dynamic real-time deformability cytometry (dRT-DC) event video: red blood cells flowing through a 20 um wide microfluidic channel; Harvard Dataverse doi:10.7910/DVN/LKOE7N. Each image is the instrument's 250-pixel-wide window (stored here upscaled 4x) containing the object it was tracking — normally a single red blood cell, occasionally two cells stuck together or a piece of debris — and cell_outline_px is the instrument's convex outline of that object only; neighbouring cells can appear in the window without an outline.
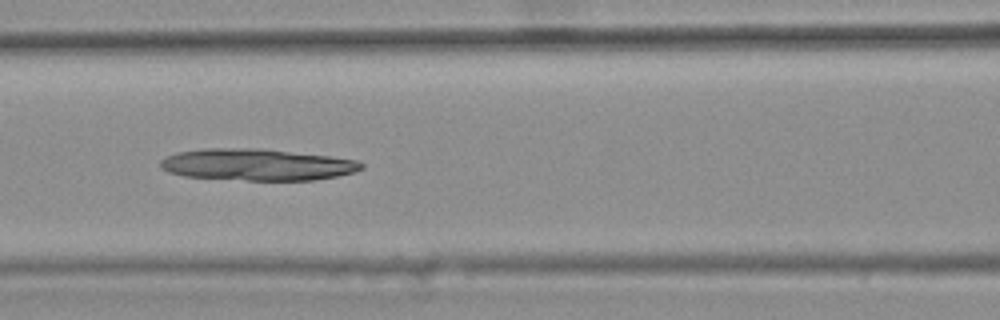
{"species": "common noctule bat (a hibernating species)", "species_latin": "Nyctalus noctula", "temperature_condition": "warm", "stored_images_in_passage": 46, "camera_frame_rate_fps": 3000, "um_per_image_px": 0.085, "animal": {"sex": "female", "body_mass_g": 25.1}, "frame": {"image": 1, "passage_image": 22, "time_ms": 7.0, "image_size_px": [1000, 320], "cell_outline_px": [[364, 168], [352, 172], [336, 176], [312, 180], [248, 180], [184, 176], [168, 172], [160, 168], [160, 160], [176, 152], [204, 148], [260, 148], [332, 156], [360, 160], [364, 164]], "centroid_in_image_um": [21.85, 13.98], "position_along_channel_um": 144.7, "area_um2": 37.22}}
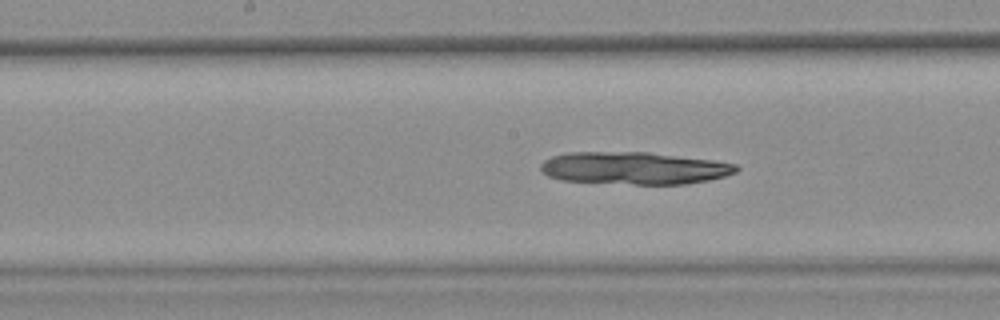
{"frame": {"image": 2, "passage_image": 26, "time_ms": 8.333, "image_size_px": [1000, 320], "cell_outline_px": [[740, 168], [736, 172], [724, 176], [708, 180], [684, 184], [632, 184], [560, 180], [548, 176], [540, 168], [540, 164], [544, 160], [552, 156], [568, 152], [648, 152], [712, 160], [736, 164]], "centroid_in_image_um": [53.89, 14.29], "position_along_channel_um": 194.3, "area_um2": 36.82}}
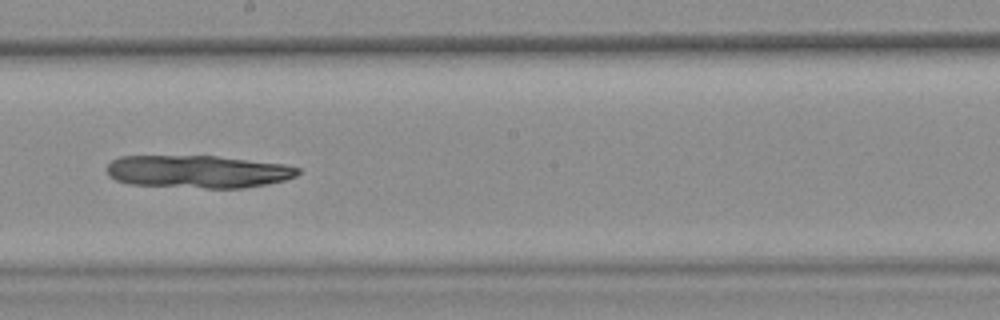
{"frame": {"image": 3, "passage_image": 29, "time_ms": 9.333, "image_size_px": [1000, 320], "cell_outline_px": [[300, 172], [296, 176], [284, 180], [268, 184], [244, 188], [204, 188], [128, 184], [116, 180], [108, 176], [108, 164], [112, 160], [120, 156], [216, 156], [284, 164], [300, 168]], "centroid_in_image_um": [16.83, 14.59], "position_along_channel_um": 231.4, "area_um2": 36.47}}